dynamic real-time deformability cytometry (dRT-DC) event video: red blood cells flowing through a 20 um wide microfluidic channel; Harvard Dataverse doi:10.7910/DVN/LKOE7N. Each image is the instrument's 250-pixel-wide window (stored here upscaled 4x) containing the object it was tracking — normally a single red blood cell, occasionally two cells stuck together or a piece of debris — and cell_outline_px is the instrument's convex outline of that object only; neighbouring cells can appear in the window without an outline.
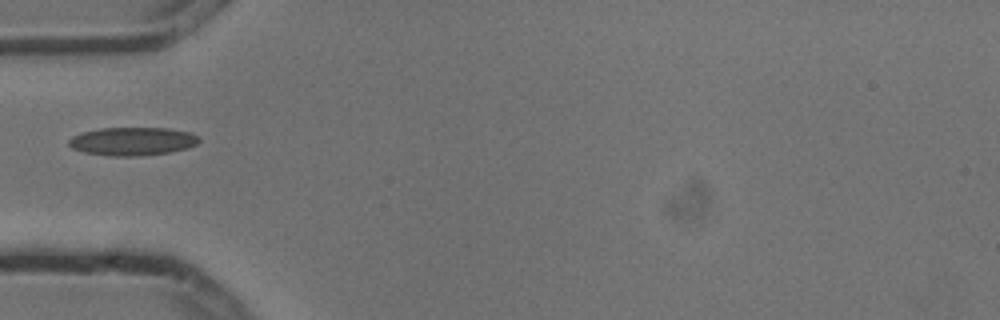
{"species": "common noctule bat (a hibernating species)", "species_latin": "Nyctalus noctula", "temperature_condition": "cold", "stored_images_in_passage": 5, "camera_frame_rate_fps": 3000, "um_per_image_px": 0.085, "animal": {"sex": "male", "body_mass_g": 13.3}, "frame": {"image": 1, "passage_image": 5, "time_ms": 1.333, "image_size_px": [1000, 320], "cell_outline_px": [[200, 140], [196, 144], [188, 148], [168, 152], [140, 156], [112, 156], [84, 152], [72, 148], [68, 144], [68, 140], [72, 136], [84, 132], [100, 128], [168, 128], [188, 132], [196, 136]], "centroid_in_image_um": [11.24, 12.01], "position_along_channel_um": 73.8, "area_um2": 21.27}}